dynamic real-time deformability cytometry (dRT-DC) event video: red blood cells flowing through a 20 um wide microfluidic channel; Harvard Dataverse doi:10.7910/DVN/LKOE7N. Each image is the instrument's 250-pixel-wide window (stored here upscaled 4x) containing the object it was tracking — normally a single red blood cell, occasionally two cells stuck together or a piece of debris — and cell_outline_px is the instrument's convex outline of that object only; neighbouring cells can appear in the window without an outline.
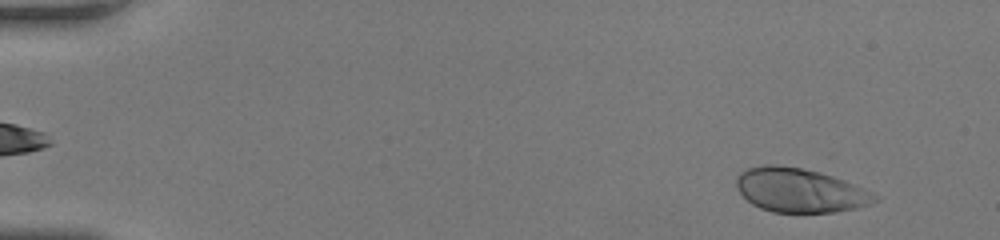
{"species": "human", "species_latin": "Homo sapiens", "temperature_condition": "room temperature", "stored_images_in_passage": 49, "camera_frame_rate_fps": 3000, "um_per_image_px": 0.085, "donor": {"sex": "female"}, "frame": {"image": 1, "passage_image": 4, "time_ms": 1.0, "image_size_px": [1000, 240], "cell_outline_px": [[880, 196], [876, 200], [868, 204], [856, 208], [836, 212], [772, 212], [760, 208], [752, 204], [740, 192], [736, 184], [736, 176], [740, 172], [748, 168], [764, 164], [776, 164], [800, 168], [820, 172], [844, 180]], "centroid_in_image_um": [67.96, 16.17], "position_along_channel_um": 17.0, "area_um2": 35.32}}
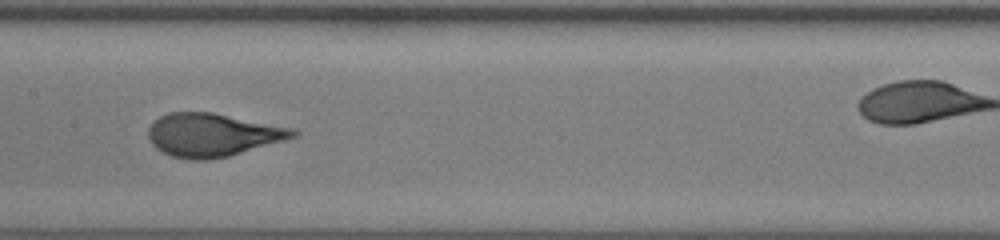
{"frame": {"image": 2, "passage_image": 26, "time_ms": 8.333, "image_size_px": [1000, 240], "cell_outline_px": [[300, 132], [296, 136], [284, 140], [228, 156], [204, 160], [188, 160], [172, 156], [156, 148], [152, 144], [148, 136], [148, 128], [160, 116], [168, 112], [212, 112], [296, 128]], "centroid_in_image_um": [18.08, 11.45], "position_along_channel_um": 189.3, "area_um2": 36.36}}
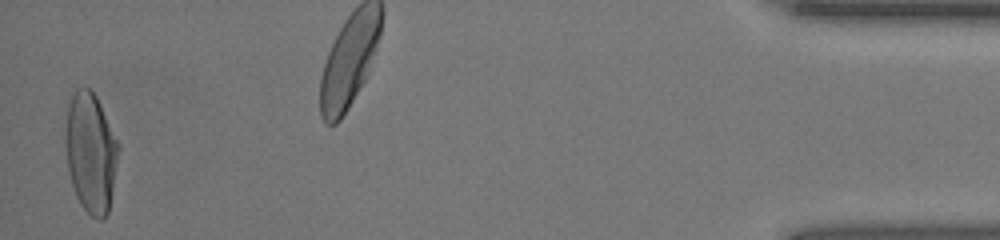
{"frame": {"image": 3, "passage_image": 49, "time_ms": 16.0, "image_size_px": [1000, 240], "cell_outline_px": [[120, 144], [112, 192], [108, 212], [104, 220], [100, 220], [92, 216], [80, 204], [76, 196], [68, 172], [64, 136], [64, 128], [68, 108], [72, 96], [76, 88], [88, 88], [96, 96]], "centroid_in_image_um": [7.7, 12.97], "position_along_channel_um": 427.5, "area_um2": 37.05}, "authors_computed_cell_mechanics": {"area_um2": 35.836, "velocity_mm_per_s": 4.2048, "shape_relaxation_time_tau1_ms": 3.7542, "shape_relaxation_time_tau2_ms": null, "deformation_change_tau1": 0.2162, "deformation_change_tau2": null}}